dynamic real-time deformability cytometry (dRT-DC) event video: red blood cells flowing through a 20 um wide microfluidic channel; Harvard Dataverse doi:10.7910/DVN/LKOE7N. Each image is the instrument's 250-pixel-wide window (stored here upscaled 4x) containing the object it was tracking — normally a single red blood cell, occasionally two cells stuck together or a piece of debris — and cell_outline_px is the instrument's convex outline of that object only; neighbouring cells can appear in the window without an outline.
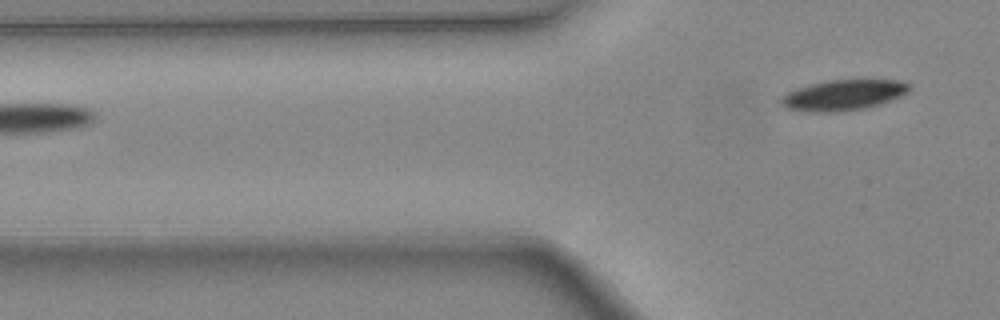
{"species": "common noctule bat (a hibernating species)", "species_latin": "Nyctalus noctula", "temperature_condition": "warm", "stored_images_in_passage": 4, "camera_frame_rate_fps": 3000, "um_per_image_px": 0.085, "animal": {"sex": "female", "body_mass_g": 24.6, "forearm_length_mm": 56.2}, "frame": {"image": 1, "passage_image": 4, "time_ms": 1.0, "image_size_px": [1000, 320], "cell_outline_px": [[912, 88], [908, 92], [900, 96], [876, 104], [860, 108], [836, 112], [812, 112], [784, 108], [780, 104], [780, 96], [796, 88], [812, 84], [832, 80], [896, 80], [908, 84]], "centroid_in_image_um": [71.61, 8.08], "position_along_channel_um": 54.2, "area_um2": 22.43}}